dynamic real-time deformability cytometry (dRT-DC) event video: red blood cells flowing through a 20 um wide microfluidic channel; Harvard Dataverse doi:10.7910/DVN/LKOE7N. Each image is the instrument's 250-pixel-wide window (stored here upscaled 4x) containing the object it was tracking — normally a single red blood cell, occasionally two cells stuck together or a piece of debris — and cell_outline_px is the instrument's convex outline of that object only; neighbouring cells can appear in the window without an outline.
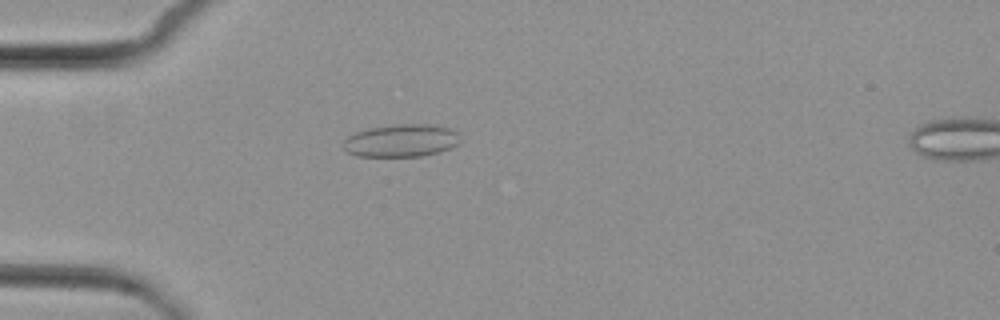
{"species": "common noctule bat (a hibernating species)", "species_latin": "Nyctalus noctula", "temperature_condition": "cold", "stored_images_in_passage": 4, "camera_frame_rate_fps": 3000, "um_per_image_px": 0.085, "animal": {"sex": "female", "body_mass_g": 29.2, "forearm_length_mm": 56.3}, "frame": {"image": 1, "passage_image": 4, "time_ms": 3.667, "image_size_px": [1000, 320], "cell_outline_px": [[460, 140], [456, 144], [440, 152], [420, 156], [356, 156], [348, 152], [344, 148], [344, 140], [348, 136], [356, 132], [368, 128], [396, 124], [436, 124], [460, 132]], "centroid_in_image_um": [34.13, 11.94], "position_along_channel_um": 50.9, "area_um2": 22.31}}